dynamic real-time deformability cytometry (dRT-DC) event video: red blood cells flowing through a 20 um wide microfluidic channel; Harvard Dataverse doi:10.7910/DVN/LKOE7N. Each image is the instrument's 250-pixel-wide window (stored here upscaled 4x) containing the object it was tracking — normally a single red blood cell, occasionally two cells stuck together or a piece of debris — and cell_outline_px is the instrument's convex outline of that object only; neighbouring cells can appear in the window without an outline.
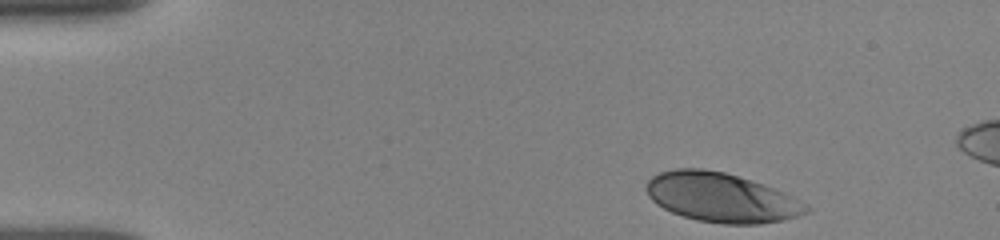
{"species": "human", "species_latin": "Homo sapiens", "temperature_condition": "room temperature", "stored_images_in_passage": 59, "camera_frame_rate_fps": 3000, "um_per_image_px": 0.085, "donor": {"sex": "female"}, "frame": {"image": 1, "passage_image": 1, "time_ms": 0.0, "image_size_px": [1000, 240], "cell_outline_px": [[812, 208], [808, 212], [784, 220], [760, 224], [724, 224], [696, 220], [672, 212], [656, 204], [648, 196], [648, 180], [652, 176], [660, 172], [676, 168], [704, 168], [724, 172], [772, 188], [792, 196], [808, 204]], "centroid_in_image_um": [61.32, 16.8], "position_along_channel_um": 23.7, "area_um2": 45.6}}
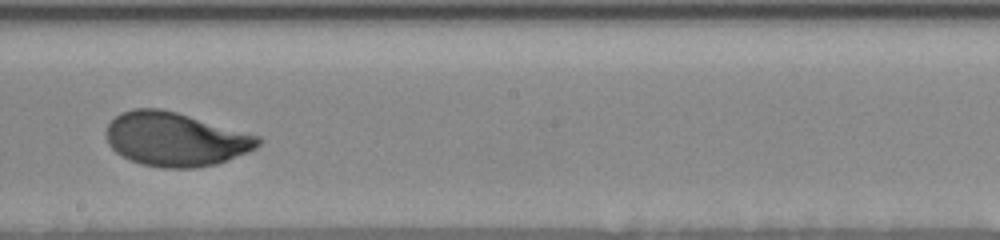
{"frame": {"image": 2, "passage_image": 38, "time_ms": 7.667, "image_size_px": [1000, 240], "cell_outline_px": [[264, 140], [256, 148], [228, 160], [216, 164], [196, 168], [160, 168], [140, 164], [116, 152], [108, 144], [108, 124], [120, 112], [132, 108], [160, 108], [176, 112], [260, 136]], "centroid_in_image_um": [14.93, 11.84], "position_along_channel_um": 233.3, "area_um2": 47.57}}
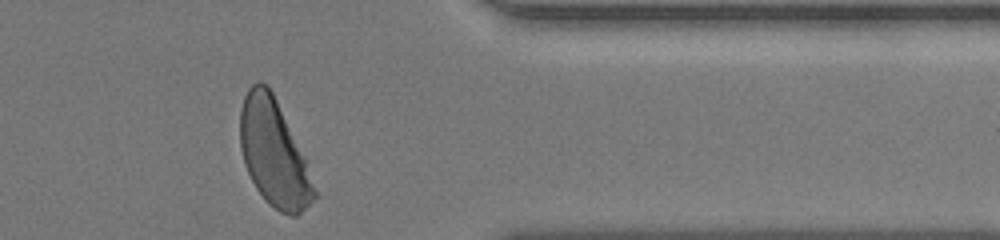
{"frame": {"image": 3, "passage_image": 59, "time_ms": 12.0, "image_size_px": [1000, 240], "cell_outline_px": [[316, 196], [296, 216], [288, 216], [280, 212], [268, 204], [264, 200], [256, 188], [244, 164], [240, 148], [240, 108], [244, 96], [248, 88], [256, 80], [260, 80], [268, 84], [272, 92], [304, 160], [316, 192]], "centroid_in_image_um": [23.2, 13.0], "position_along_channel_um": 388.2, "area_um2": 45.03}, "authors_computed_cell_mechanics": {"area_um2": 47.2226, "velocity_mm_per_s": 3.8345, "shape_relaxation_time_tau1_ms": 3.712, "shape_relaxation_time_tau2_ms": null, "deformation_change_tau1": 0.1755, "deformation_change_tau2": null}}